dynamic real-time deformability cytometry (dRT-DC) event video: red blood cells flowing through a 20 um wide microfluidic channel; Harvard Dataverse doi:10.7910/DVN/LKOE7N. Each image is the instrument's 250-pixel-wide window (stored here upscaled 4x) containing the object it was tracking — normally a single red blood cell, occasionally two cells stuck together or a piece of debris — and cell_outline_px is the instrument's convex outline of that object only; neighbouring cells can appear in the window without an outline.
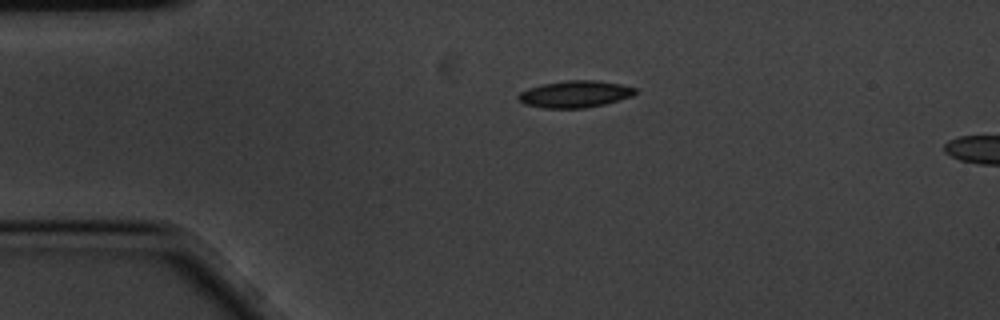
{"species": "common noctule bat (a hibernating species)", "species_latin": "Nyctalus noctula", "temperature_condition": "cold", "stored_images_in_passage": 2, "camera_frame_rate_fps": 3000, "um_per_image_px": 0.085, "animal": {"sex": "male", "body_mass_g": 20.1, "forearm_length_mm": 53.5}, "frame": {"image": 1, "passage_image": 1, "time_ms": 0.0, "image_size_px": [1000, 320], "cell_outline_px": [[636, 92], [632, 96], [604, 104], [584, 108], [544, 108], [524, 104], [516, 100], [516, 96], [520, 92], [528, 88], [540, 84], [568, 80], [596, 80], [620, 84], [636, 88]], "centroid_in_image_um": [48.82, 8.0], "position_along_channel_um": 36.2, "area_um2": 18.38}}